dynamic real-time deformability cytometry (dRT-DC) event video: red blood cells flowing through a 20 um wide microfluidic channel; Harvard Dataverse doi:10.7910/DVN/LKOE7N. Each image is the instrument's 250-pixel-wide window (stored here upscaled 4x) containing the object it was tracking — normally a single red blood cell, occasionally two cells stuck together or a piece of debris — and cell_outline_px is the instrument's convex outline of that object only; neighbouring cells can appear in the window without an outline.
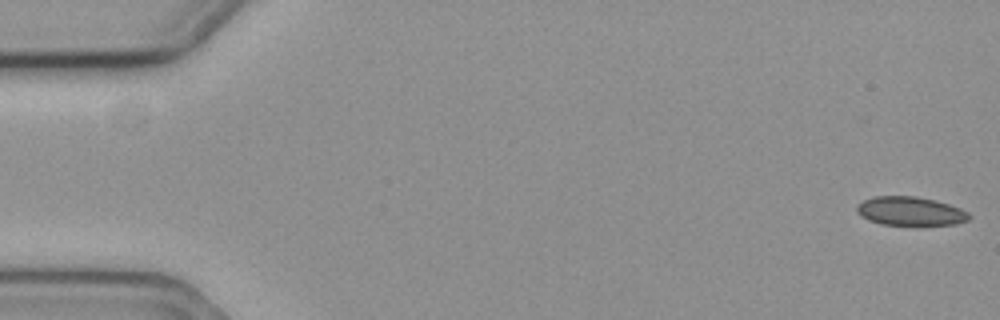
{"species": "common noctule bat (a hibernating species)", "species_latin": "Nyctalus noctula", "temperature_condition": "cold", "stored_images_in_passage": 18, "camera_frame_rate_fps": 3000, "um_per_image_px": 0.085, "animal": {"sex": "female", "body_mass_g": 19.3, "forearm_length_mm": 54.1}, "frame": {"image": 1, "passage_image": 1, "time_ms": 0.0, "image_size_px": [1000, 320], "cell_outline_px": [[972, 216], [968, 220], [956, 224], [916, 228], [880, 224], [868, 220], [860, 216], [856, 212], [856, 208], [864, 200], [876, 196], [916, 196], [936, 200], [960, 208], [968, 212]], "centroid_in_image_um": [77.41, 18.01], "position_along_channel_um": 7.6, "area_um2": 19.77}}
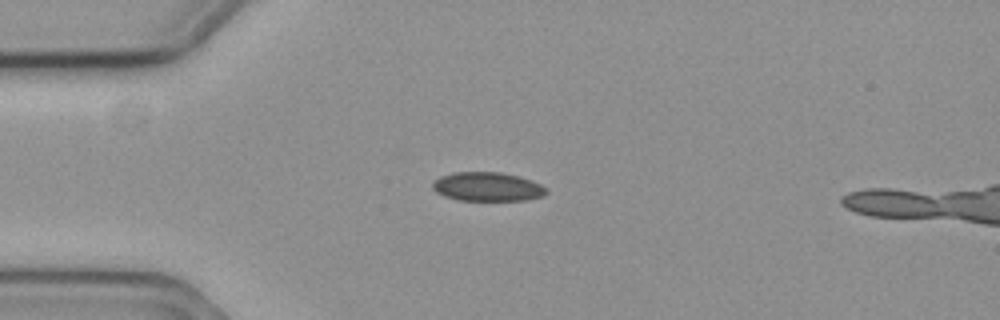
{"frame": {"image": 2, "passage_image": 15, "time_ms": 4.667, "image_size_px": [1000, 320], "cell_outline_px": [[548, 192], [544, 196], [524, 200], [456, 200], [444, 196], [436, 192], [432, 188], [432, 184], [440, 176], [452, 172], [500, 172], [520, 176], [532, 180], [548, 188]], "centroid_in_image_um": [41.45, 15.87], "position_along_channel_um": 43.6, "area_um2": 19.36}}